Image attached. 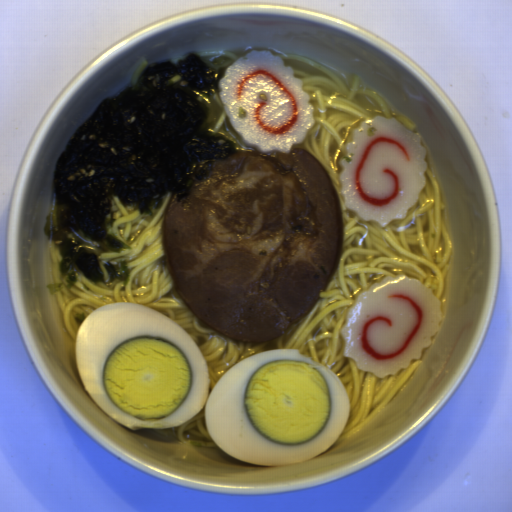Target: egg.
Returning a JSON list of instances; mask_svg holds the SVG:
<instances>
[{
    "mask_svg": "<svg viewBox=\"0 0 512 512\" xmlns=\"http://www.w3.org/2000/svg\"><path fill=\"white\" fill-rule=\"evenodd\" d=\"M74 362L92 401L128 429H168L202 409L210 438L247 464L286 465L329 449L349 419V392L326 367L292 349L233 364L210 390L195 340L162 313L127 302L81 323Z\"/></svg>",
    "mask_w": 512,
    "mask_h": 512,
    "instance_id": "egg-1",
    "label": "egg"
}]
</instances>
